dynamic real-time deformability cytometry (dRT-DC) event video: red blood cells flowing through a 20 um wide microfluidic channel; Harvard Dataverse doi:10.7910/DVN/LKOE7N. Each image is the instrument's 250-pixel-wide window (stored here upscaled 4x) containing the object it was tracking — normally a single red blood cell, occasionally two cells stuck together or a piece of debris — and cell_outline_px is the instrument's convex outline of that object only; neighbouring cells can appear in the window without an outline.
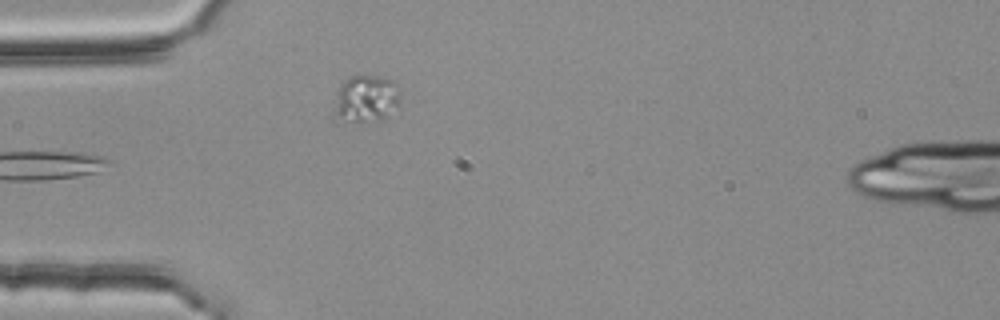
{"species": "common noctule bat (a hibernating species)", "species_latin": "Nyctalus noctula", "temperature_condition": "room temperature", "stored_images_in_passage": 6, "segment_of_instrument_passage": [2, 2], "camera_frame_rate_fps": 3000, "um_per_image_px": 0.085, "animal": {"sex": "female", "body_mass_g": 25.1}, "frame": {"image": 1, "passage_image": 5, "time_ms": 1.333, "image_size_px": [1000, 320], "cell_outline_px": [[400, 108], [388, 116], [364, 120], [332, 124], [332, 116], [340, 84], [344, 80], [352, 76], [380, 76], [388, 80], [400, 92]], "centroid_in_image_um": [31.05, 8.45], "position_along_channel_um": 54.0, "area_um2": 18.38}}